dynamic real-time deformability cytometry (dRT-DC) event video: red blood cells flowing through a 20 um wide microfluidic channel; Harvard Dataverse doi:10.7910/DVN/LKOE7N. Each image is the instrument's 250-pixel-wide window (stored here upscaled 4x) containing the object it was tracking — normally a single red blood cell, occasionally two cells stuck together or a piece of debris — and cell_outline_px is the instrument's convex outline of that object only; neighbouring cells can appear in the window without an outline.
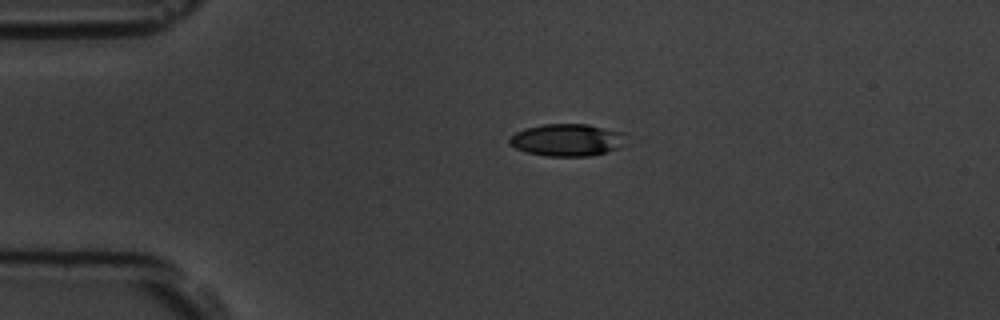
{"species": "common noctule bat (a hibernating species)", "species_latin": "Nyctalus noctula", "temperature_condition": "room temperature", "stored_images_in_passage": 3, "camera_frame_rate_fps": 3000, "um_per_image_px": 0.085, "animal": {"sex": "male", "body_mass_g": 19.5, "forearm_length_mm": 54.6}, "frame": {"image": 1, "passage_image": 1, "time_ms": 0.0, "image_size_px": [1000, 320], "cell_outline_px": [[632, 144], [620, 148], [592, 156], [544, 156], [528, 152], [516, 148], [508, 144], [508, 140], [516, 132], [524, 128], [544, 124], [588, 124], [624, 132]], "centroid_in_image_um": [48.31, 11.9], "position_along_channel_um": 36.7, "area_um2": 22.48}}
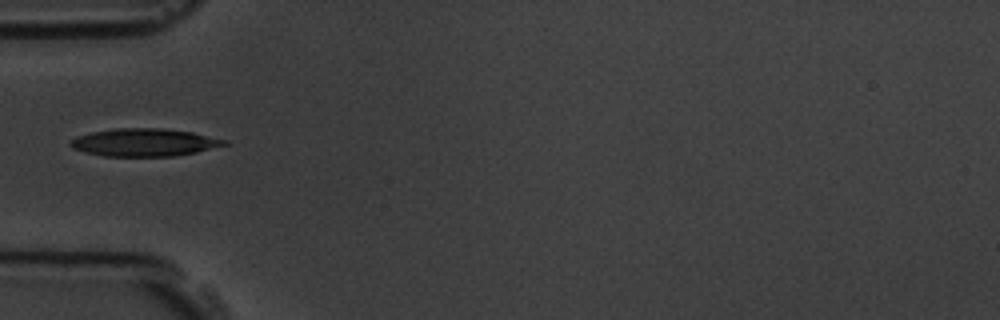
{"frame": {"image": 2, "passage_image": 3, "time_ms": 2.0, "image_size_px": [1000, 320], "cell_outline_px": [[228, 144], [196, 152], [172, 156], [104, 156], [84, 152], [72, 148], [68, 144], [76, 136], [92, 132], [116, 128], [160, 128], [192, 132], [228, 140]], "centroid_in_image_um": [12.25, 12.1], "position_along_channel_um": 72.8, "area_um2": 24.8}}